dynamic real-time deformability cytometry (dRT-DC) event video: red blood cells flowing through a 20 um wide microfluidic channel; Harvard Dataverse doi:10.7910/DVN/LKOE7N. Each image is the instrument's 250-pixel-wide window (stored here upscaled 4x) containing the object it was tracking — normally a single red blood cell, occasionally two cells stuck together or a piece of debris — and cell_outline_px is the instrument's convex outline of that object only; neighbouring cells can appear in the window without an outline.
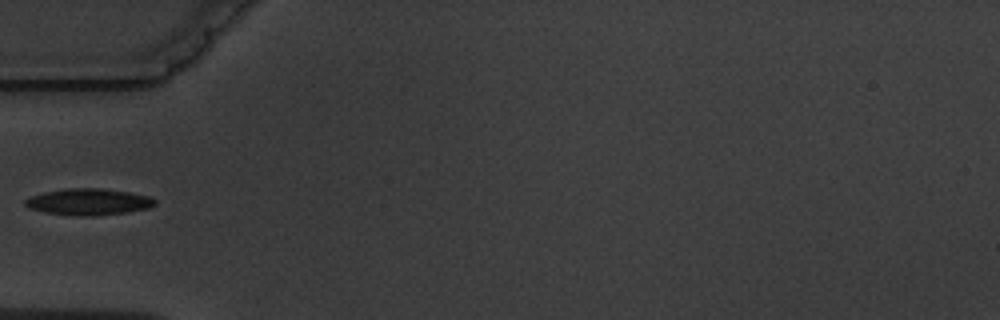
{"species": "common noctule bat (a hibernating species)", "species_latin": "Nyctalus noctula", "temperature_condition": "warm", "stored_images_in_passage": 2, "camera_frame_rate_fps": 3000, "um_per_image_px": 0.085, "animal": {"sex": "male", "body_mass_g": 19.5, "forearm_length_mm": 54.6}, "frame": {"image": 1, "passage_image": 2, "time_ms": 2.0, "image_size_px": [1000, 320], "cell_outline_px": [[156, 204], [148, 208], [124, 212], [92, 216], [72, 216], [44, 212], [28, 208], [24, 204], [24, 200], [28, 196], [44, 192], [64, 188], [100, 188], [128, 192], [148, 196], [156, 200]], "centroid_in_image_um": [7.45, 17.15], "position_along_channel_um": 77.5, "area_um2": 20.11}}